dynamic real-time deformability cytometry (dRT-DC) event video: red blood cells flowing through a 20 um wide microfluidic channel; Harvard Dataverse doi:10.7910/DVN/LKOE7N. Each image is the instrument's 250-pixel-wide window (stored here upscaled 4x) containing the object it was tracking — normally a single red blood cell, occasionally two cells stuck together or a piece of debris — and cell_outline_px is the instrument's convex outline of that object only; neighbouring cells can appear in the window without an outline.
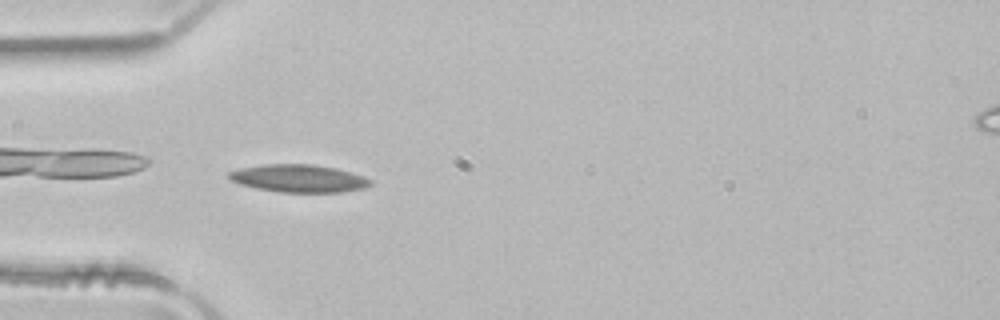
{"species": "common noctule bat (a hibernating species)", "species_latin": "Nyctalus noctula", "temperature_condition": "room temperature", "stored_images_in_passage": 4, "camera_frame_rate_fps": 3000, "um_per_image_px": 0.085, "animal": {"sex": "male", "body_mass_g": 21.5, "forearm_length_mm": 52.0}, "frame": {"image": 1, "passage_image": 3, "time_ms": 0.667, "image_size_px": [1000, 320], "cell_outline_px": [[372, 184], [364, 188], [340, 192], [280, 192], [256, 188], [240, 184], [228, 180], [224, 176], [228, 172], [240, 168], [264, 164], [312, 164], [336, 168], [364, 176], [372, 180]], "centroid_in_image_um": [25.35, 15.16], "position_along_channel_um": 59.7, "area_um2": 23.0}}
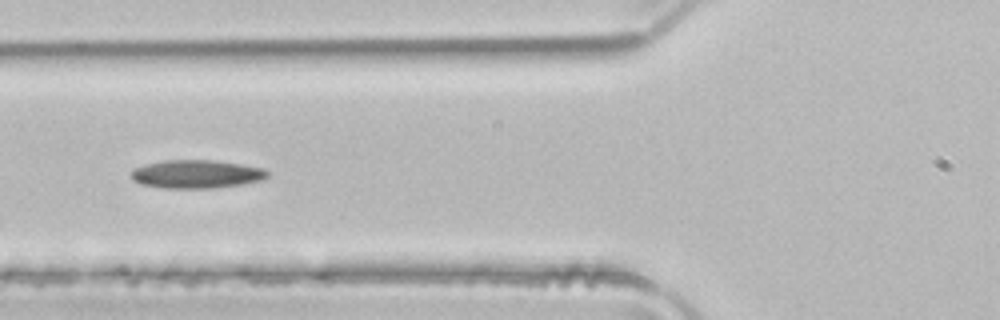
{"frame": {"image": 2, "passage_image": 4, "time_ms": 1.0, "image_size_px": [1000, 320], "cell_outline_px": [[268, 176], [264, 180], [240, 184], [212, 188], [164, 188], [140, 184], [132, 180], [132, 168], [144, 164], [164, 160], [212, 160], [240, 164], [264, 168], [268, 172]], "centroid_in_image_um": [16.67, 14.79], "position_along_channel_um": 109.1, "area_um2": 22.54}}